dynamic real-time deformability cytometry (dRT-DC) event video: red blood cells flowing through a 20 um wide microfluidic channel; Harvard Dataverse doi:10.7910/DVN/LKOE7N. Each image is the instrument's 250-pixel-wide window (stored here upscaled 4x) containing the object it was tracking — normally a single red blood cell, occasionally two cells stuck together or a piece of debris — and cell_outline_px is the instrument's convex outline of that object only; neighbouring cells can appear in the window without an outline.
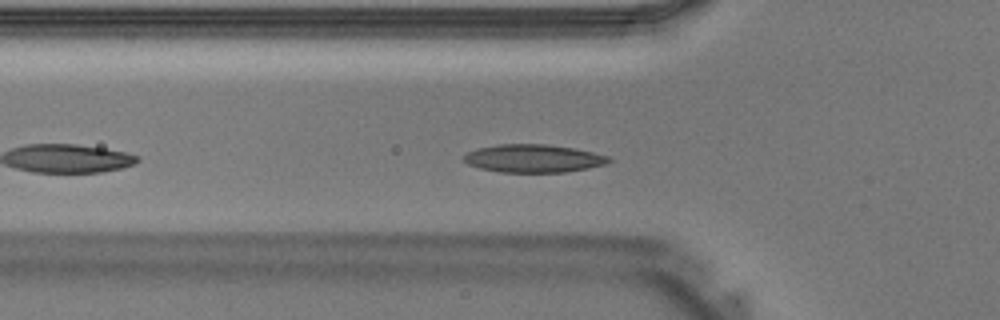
{"species": "Egyptian fruit bat (a non-hibernating species)", "species_latin": "Rousettus aegyptiacus", "temperature_condition": "warm", "stored_images_in_passage": 31, "camera_frame_rate_fps": 3000, "um_per_image_px": 0.085, "animal": {"sex": "male"}, "frame": {"image": 1, "passage_image": 5, "time_ms": 1.333, "image_size_px": [1000, 320], "cell_outline_px": [[612, 160], [608, 164], [588, 168], [564, 172], [500, 172], [480, 168], [468, 164], [464, 160], [464, 156], [468, 152], [480, 148], [500, 144], [544, 144], [572, 148], [592, 152], [608, 156]], "centroid_in_image_um": [45.37, 13.47], "position_along_channel_um": 80.4, "area_um2": 23.41}}
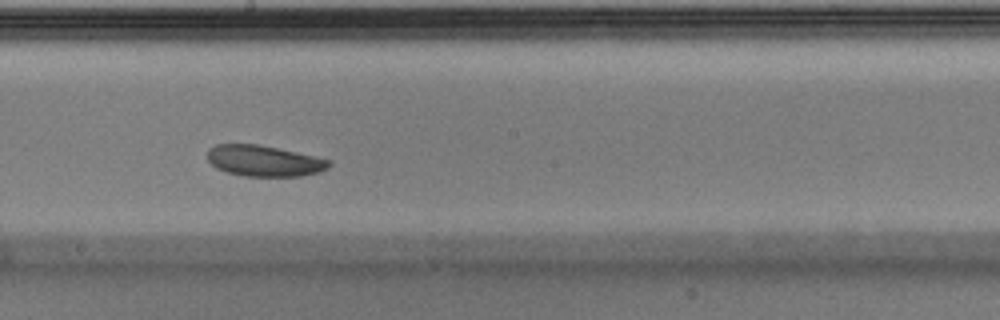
{"frame": {"image": 2, "passage_image": 14, "time_ms": 4.333, "image_size_px": [1000, 320], "cell_outline_px": [[332, 164], [328, 168], [320, 172], [300, 176], [244, 176], [228, 172], [216, 168], [208, 160], [208, 148], [216, 144], [256, 144], [316, 156], [332, 160]], "centroid_in_image_um": [22.47, 13.67], "position_along_channel_um": 225.7, "area_um2": 21.96}}